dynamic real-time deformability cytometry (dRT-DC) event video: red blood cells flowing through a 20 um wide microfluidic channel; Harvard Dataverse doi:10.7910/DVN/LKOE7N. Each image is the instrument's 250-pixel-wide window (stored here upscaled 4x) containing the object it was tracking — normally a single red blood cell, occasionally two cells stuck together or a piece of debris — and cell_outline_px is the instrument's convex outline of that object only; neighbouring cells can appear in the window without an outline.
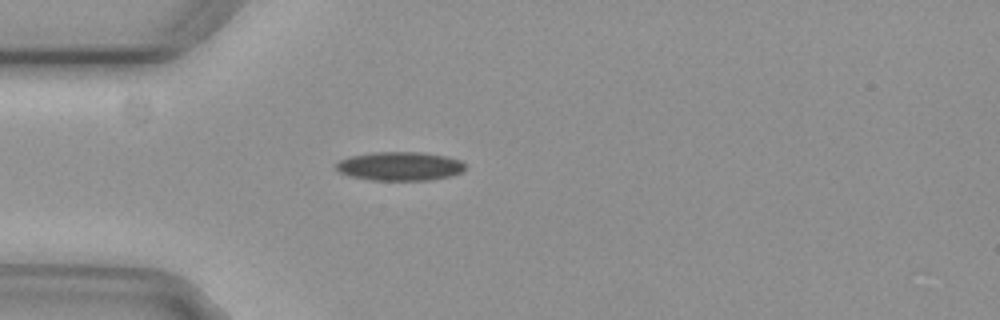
{"species": "common noctule bat (a hibernating species)", "species_latin": "Nyctalus noctula", "temperature_condition": "cold", "stored_images_in_passage": 2, "camera_frame_rate_fps": 3000, "um_per_image_px": 0.085, "animal": {"sex": "female", "body_mass_g": 29.2, "forearm_length_mm": 56.3}, "frame": {"image": 1, "passage_image": 2, "time_ms": 0.333, "image_size_px": [1000, 320], "cell_outline_px": [[464, 168], [460, 172], [452, 176], [428, 180], [372, 180], [352, 176], [340, 172], [336, 168], [336, 164], [340, 160], [348, 156], [372, 152], [420, 152], [444, 156], [460, 160], [464, 164]], "centroid_in_image_um": [33.97, 14.12], "position_along_channel_um": 51.0, "area_um2": 21.5}}